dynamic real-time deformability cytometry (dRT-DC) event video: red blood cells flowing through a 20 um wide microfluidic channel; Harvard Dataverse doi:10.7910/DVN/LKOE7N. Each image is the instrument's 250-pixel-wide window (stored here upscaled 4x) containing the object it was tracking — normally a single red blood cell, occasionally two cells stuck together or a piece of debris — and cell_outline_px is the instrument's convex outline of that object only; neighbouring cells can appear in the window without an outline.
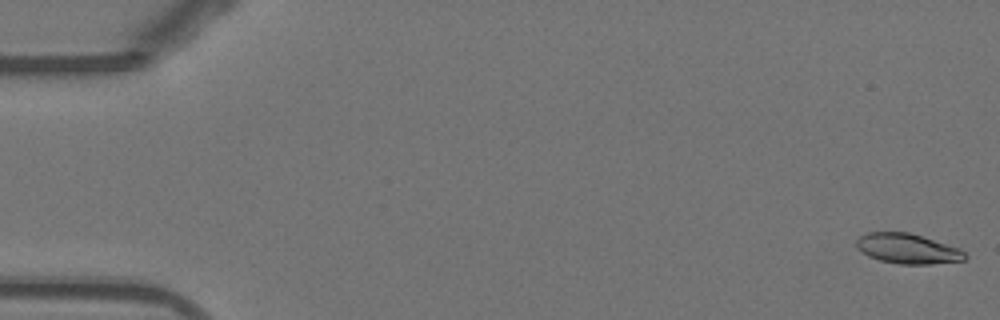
{"species": "Egyptian fruit bat (a non-hibernating species)", "species_latin": "Rousettus aegyptiacus", "temperature_condition": "warm", "stored_images_in_passage": 53, "camera_frame_rate_fps": 3000, "um_per_image_px": 0.085, "animal": {"sex": "female"}, "frame": {"image": 1, "passage_image": 1, "time_ms": 0.0, "image_size_px": [1000, 320], "cell_outline_px": [[968, 256], [964, 260], [932, 264], [900, 264], [880, 260], [868, 256], [856, 248], [856, 240], [860, 236], [868, 232], [908, 232], [960, 248]], "centroid_in_image_um": [77.14, 21.14], "position_along_channel_um": 7.9, "area_um2": 18.96}}
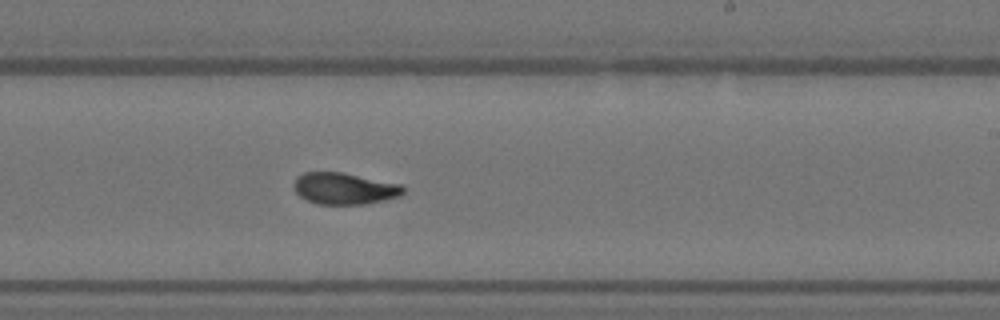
{"frame": {"image": 2, "passage_image": 32, "time_ms": 10.333, "image_size_px": [1000, 320], "cell_outline_px": [[404, 192], [400, 196], [384, 200], [364, 204], [316, 204], [300, 196], [292, 188], [292, 184], [296, 176], [304, 172], [344, 172], [400, 184], [404, 188]], "centroid_in_image_um": [29.23, 16.01], "position_along_channel_um": 259.8, "area_um2": 20.29}}
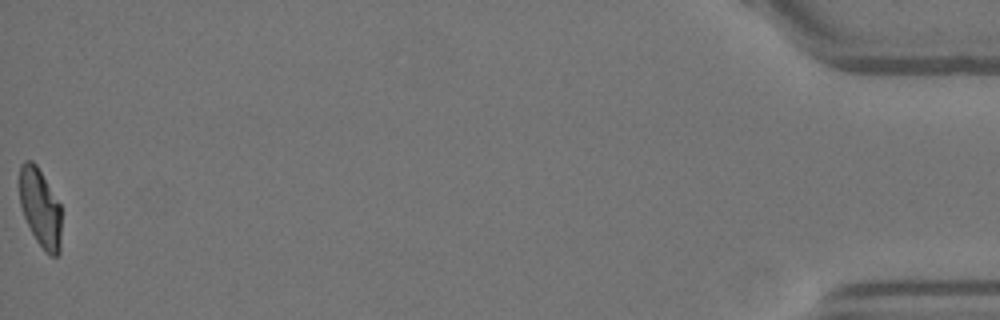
{"frame": {"image": 3, "passage_image": 53, "time_ms": 17.333, "image_size_px": [1000, 320], "cell_outline_px": [[60, 252], [56, 256], [52, 256], [44, 252], [36, 240], [24, 216], [20, 204], [20, 164], [24, 160], [32, 160], [36, 164], [60, 204]], "centroid_in_image_um": [3.41, 17.67], "position_along_channel_um": 431.8, "area_um2": 18.96}, "authors_computed_cell_mechanics": {"area_um2": 20.2878, "velocity_mm_per_s": 3.8691, "shape_relaxation_time_tau1_ms": 6.57, "shape_relaxation_time_tau2_ms": 2.117, "deformation_change_tau1": 0.2071, "deformation_change_tau2": 0.0769}}